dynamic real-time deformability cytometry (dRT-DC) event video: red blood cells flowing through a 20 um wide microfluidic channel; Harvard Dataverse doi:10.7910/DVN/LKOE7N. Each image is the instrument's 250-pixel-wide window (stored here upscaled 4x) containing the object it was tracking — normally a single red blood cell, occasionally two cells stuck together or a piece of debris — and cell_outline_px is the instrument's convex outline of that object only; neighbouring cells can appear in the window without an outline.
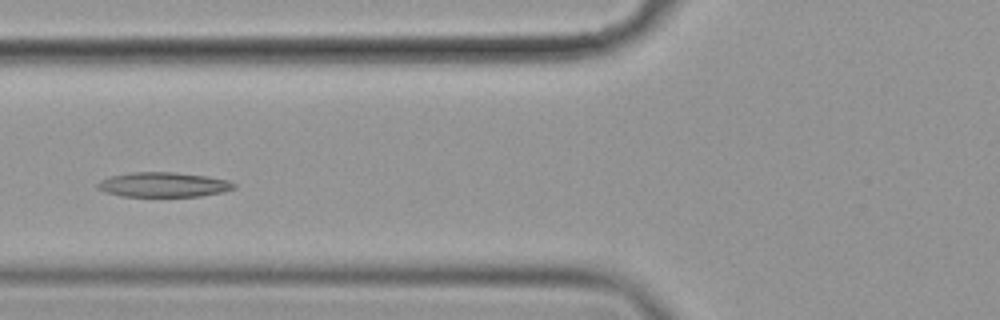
{"species": "common noctule bat (a hibernating species)", "species_latin": "Nyctalus noctula", "temperature_condition": "cold", "stored_images_in_passage": 13, "camera_frame_rate_fps": 3000, "um_per_image_px": 0.085, "animal": {"sex": "female", "body_mass_g": 19.9}, "frame": {"image": 1, "passage_image": 4, "time_ms": 1.0, "image_size_px": [1000, 320], "cell_outline_px": [[236, 188], [224, 192], [200, 196], [124, 196], [104, 192], [96, 188], [96, 184], [100, 180], [108, 176], [132, 172], [176, 172], [208, 176], [228, 180], [236, 184]], "centroid_in_image_um": [13.89, 15.69], "position_along_channel_um": 111.9, "area_um2": 19.88}}
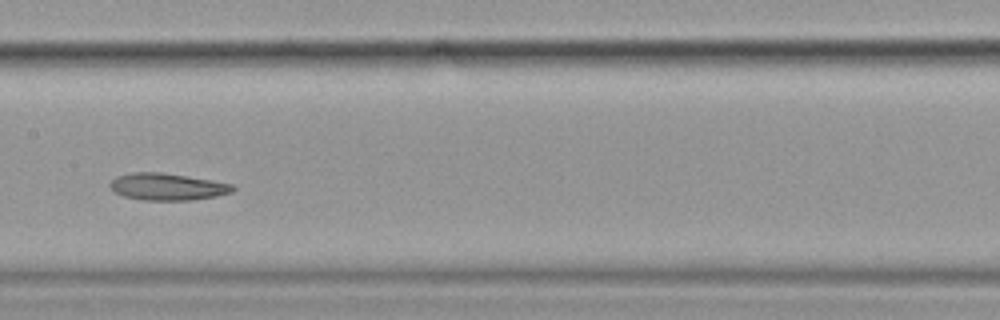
{"frame": {"image": 2, "passage_image": 6, "time_ms": 1.667, "image_size_px": [1000, 320], "cell_outline_px": [[236, 188], [232, 192], [216, 196], [188, 200], [140, 200], [124, 196], [112, 192], [108, 184], [116, 176], [132, 172], [160, 172], [188, 176], [212, 180], [232, 184]], "centroid_in_image_um": [14.18, 15.87], "position_along_channel_um": 193.2, "area_um2": 19.42}}
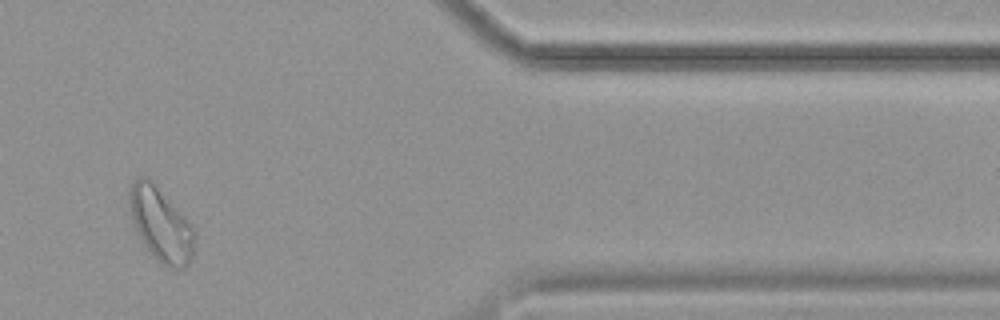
{"frame": {"image": 3, "passage_image": 11, "time_ms": 3.333, "image_size_px": [1000, 320], "cell_outline_px": [[196, 236], [192, 260], [184, 268], [172, 268], [156, 260], [144, 244], [132, 220], [128, 200], [128, 192], [132, 180], [140, 176], [148, 176], [156, 184], [192, 224]], "centroid_in_image_um": [13.68, 19.04], "position_along_channel_um": 397.7, "area_um2": 28.26}}